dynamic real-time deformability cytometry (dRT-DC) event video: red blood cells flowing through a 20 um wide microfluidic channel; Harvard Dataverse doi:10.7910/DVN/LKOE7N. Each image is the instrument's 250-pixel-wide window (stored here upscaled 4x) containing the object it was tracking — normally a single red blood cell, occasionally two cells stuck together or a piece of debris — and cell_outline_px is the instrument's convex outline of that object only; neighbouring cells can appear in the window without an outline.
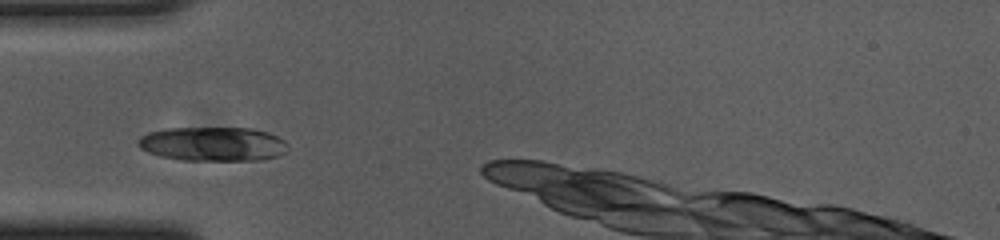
{"species": "common noctule bat (a hibernating species)", "species_latin": "Nyctalus noctula", "temperature_condition": "cold", "stored_images_in_passage": 25, "camera_frame_rate_fps": 3000, "um_per_image_px": 0.085, "animal": {"sex": "female", "body_mass_g": 23.0, "forearm_length_mm": 53.4}, "frame": {"image": 1, "passage_image": 1, "time_ms": 0.0, "image_size_px": [1000, 240], "cell_outline_px": [[288, 148], [280, 156], [260, 160], [184, 160], [160, 156], [148, 152], [140, 148], [136, 144], [140, 136], [148, 132], [164, 128], [252, 128], [268, 132], [284, 140], [288, 144]], "centroid_in_image_um": [18.09, 12.23], "position_along_channel_um": 66.9, "area_um2": 30.06}}